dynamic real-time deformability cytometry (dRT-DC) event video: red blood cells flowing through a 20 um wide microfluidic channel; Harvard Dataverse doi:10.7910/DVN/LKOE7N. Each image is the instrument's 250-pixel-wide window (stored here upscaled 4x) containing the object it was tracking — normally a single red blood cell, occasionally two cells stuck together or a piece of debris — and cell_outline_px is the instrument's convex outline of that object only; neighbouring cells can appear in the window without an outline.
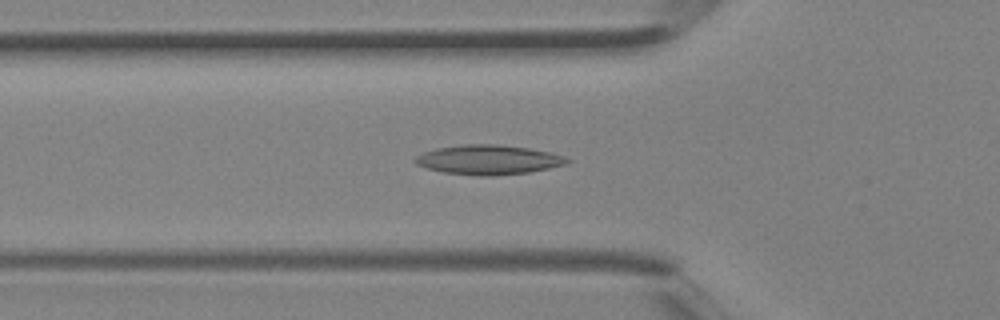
{"species": "Egyptian fruit bat (a non-hibernating species)", "species_latin": "Rousettus aegyptiacus", "temperature_condition": "room temperature", "stored_images_in_passage": 23, "camera_frame_rate_fps": 3000, "um_per_image_px": 0.085, "animal": {"sex": "female"}, "frame": {"image": 1, "passage_image": 2, "time_ms": 0.333, "image_size_px": [1000, 320], "cell_outline_px": [[572, 160], [568, 164], [528, 172], [492, 176], [476, 176], [444, 172], [428, 168], [416, 164], [412, 160], [416, 156], [424, 152], [436, 148], [464, 144], [496, 144], [528, 148], [548, 152], [564, 156]], "centroid_in_image_um": [41.51, 13.58], "position_along_channel_um": 84.3, "area_um2": 26.13}}
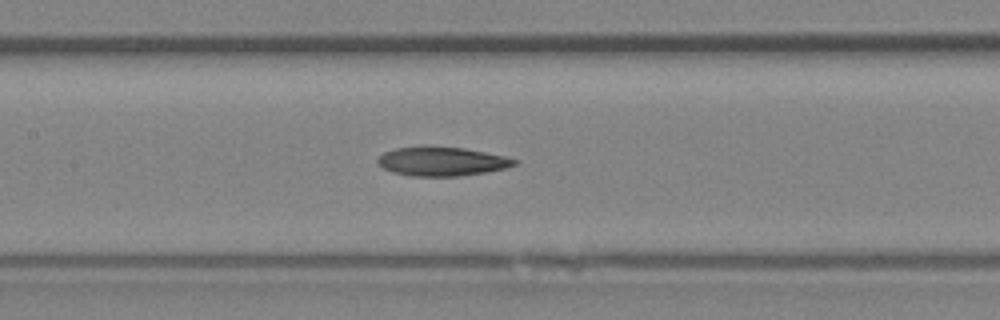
{"frame": {"image": 2, "passage_image": 7, "time_ms": 2.0, "image_size_px": [1000, 320], "cell_outline_px": [[520, 160], [516, 164], [508, 168], [484, 172], [456, 176], [412, 176], [392, 172], [384, 168], [376, 160], [384, 152], [396, 148], [464, 148], [504, 156]], "centroid_in_image_um": [37.6, 13.74], "position_along_channel_um": 169.8, "area_um2": 22.43}}
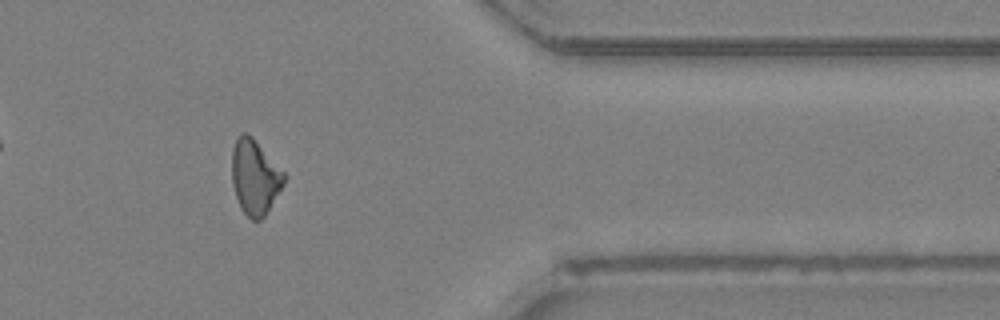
{"frame": {"image": 3, "passage_image": 21, "time_ms": 6.667, "image_size_px": [1000, 320], "cell_outline_px": [[288, 176], [284, 184], [264, 216], [260, 220], [252, 220], [240, 208], [232, 184], [232, 148], [236, 140], [244, 132], [248, 132], [252, 136]], "centroid_in_image_um": [21.67, 15.04], "position_along_channel_um": 389.7, "area_um2": 22.72}}